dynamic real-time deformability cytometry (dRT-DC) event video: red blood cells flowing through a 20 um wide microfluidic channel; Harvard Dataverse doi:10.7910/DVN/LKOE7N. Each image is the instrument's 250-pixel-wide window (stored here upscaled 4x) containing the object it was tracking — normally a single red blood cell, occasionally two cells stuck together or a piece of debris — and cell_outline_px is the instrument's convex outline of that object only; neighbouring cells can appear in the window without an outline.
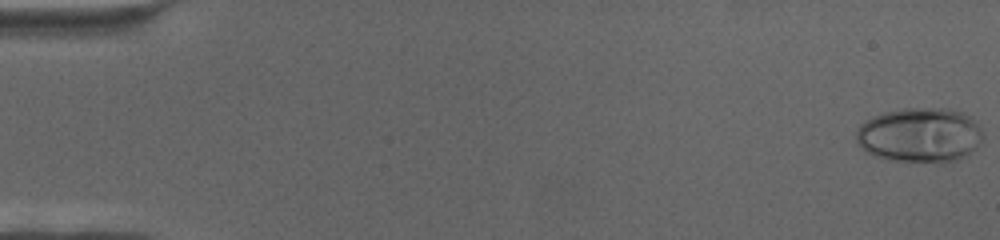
{"species": "human", "species_latin": "Homo sapiens", "temperature_condition": "cold", "stored_images_in_passage": 65, "camera_frame_rate_fps": 3000, "um_per_image_px": 0.085, "donor": {"sex": "female"}, "frame": {"image": 1, "passage_image": 1, "time_ms": 0.0, "image_size_px": [1000, 240], "cell_outline_px": [[984, 136], [976, 148], [964, 156], [952, 160], [892, 160], [868, 152], [856, 140], [856, 132], [860, 124], [864, 120], [872, 116], [884, 112], [904, 108], [948, 108], [964, 112], [972, 116], [976, 120]], "centroid_in_image_um": [78.21, 11.41], "position_along_channel_um": 6.8, "area_um2": 39.88}}
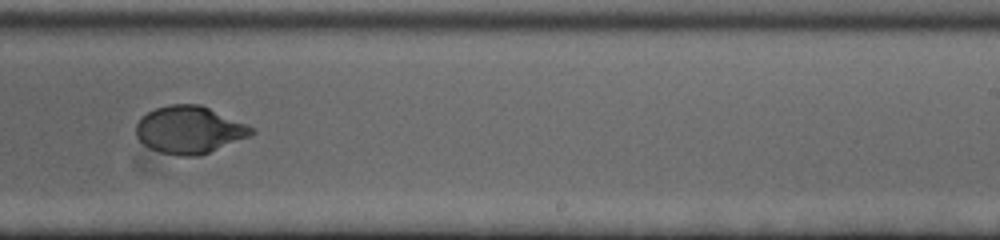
{"frame": {"image": 2, "passage_image": 44, "time_ms": 14.333, "image_size_px": [1000, 240], "cell_outline_px": [[256, 132], [248, 136], [200, 156], [176, 156], [160, 152], [144, 144], [136, 136], [136, 124], [140, 116], [156, 108], [168, 104], [200, 104], [256, 128]], "centroid_in_image_um": [16.08, 11.03], "position_along_channel_um": 272.9, "area_um2": 31.85}}
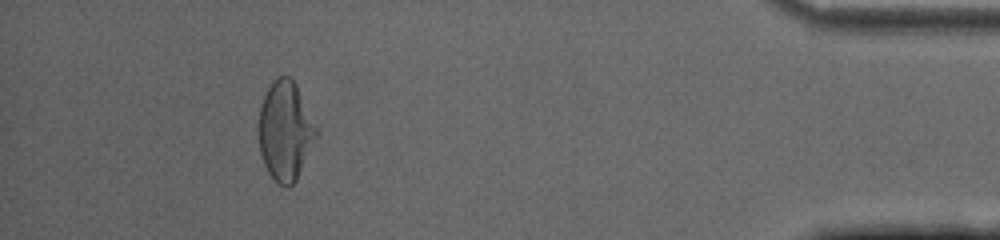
{"frame": {"image": 3, "passage_image": 63, "time_ms": 20.667, "image_size_px": [1000, 240], "cell_outline_px": [[320, 132], [296, 180], [288, 188], [280, 184], [268, 172], [264, 164], [260, 152], [260, 104], [268, 88], [280, 76], [288, 76], [296, 84], [320, 128]], "centroid_in_image_um": [24.31, 11.12], "position_along_channel_um": 410.9, "area_um2": 33.23}}